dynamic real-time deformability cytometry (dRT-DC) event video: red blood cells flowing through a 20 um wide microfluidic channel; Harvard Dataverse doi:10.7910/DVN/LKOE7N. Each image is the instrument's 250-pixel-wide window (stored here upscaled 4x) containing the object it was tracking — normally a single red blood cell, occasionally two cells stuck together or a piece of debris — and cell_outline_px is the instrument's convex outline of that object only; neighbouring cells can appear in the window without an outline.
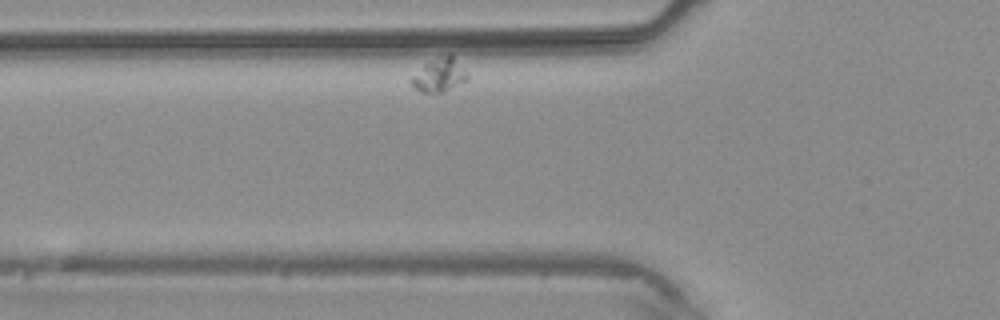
{"species": "common noctule bat (a hibernating species)", "species_latin": "Nyctalus noctula", "temperature_condition": "warm", "stored_images_in_passage": 4, "camera_frame_rate_fps": 3000, "um_per_image_px": 0.085, "animal": {"sex": "male", "body_mass_g": 20.4}, "frame": {"image": 1, "passage_image": 4, "time_ms": 3.667, "image_size_px": [1000, 320], "cell_outline_px": [[468, 80], [444, 92], [420, 92], [408, 80], [424, 64], [448, 52], [468, 72]], "centroid_in_image_um": [37.36, 6.37], "position_along_channel_um": 88.4, "area_um2": 10.98}}